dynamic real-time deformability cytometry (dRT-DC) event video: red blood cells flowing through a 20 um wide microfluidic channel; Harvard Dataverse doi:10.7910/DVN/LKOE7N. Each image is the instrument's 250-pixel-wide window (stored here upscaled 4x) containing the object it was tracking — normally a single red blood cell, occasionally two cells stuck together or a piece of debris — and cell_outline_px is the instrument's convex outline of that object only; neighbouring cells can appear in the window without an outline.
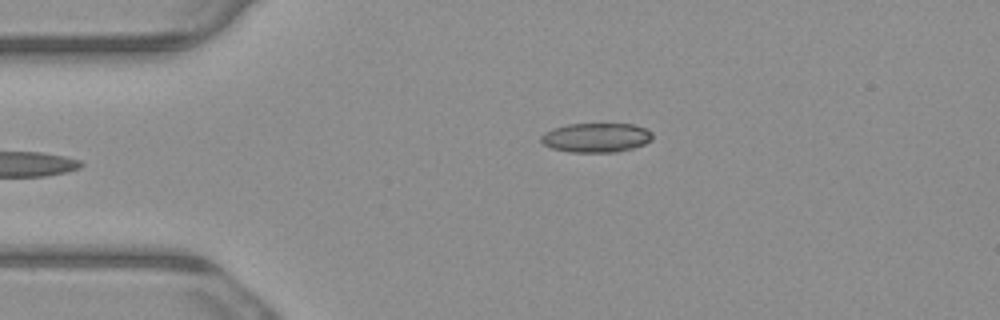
{"species": "common noctule bat (a hibernating species)", "species_latin": "Nyctalus noctula", "temperature_condition": "warm", "stored_images_in_passage": 4, "camera_frame_rate_fps": 3000, "um_per_image_px": 0.085, "animal": {"sex": "male", "body_mass_g": 23.1, "forearm_length_mm": 52.7}, "frame": {"image": 1, "passage_image": 4, "time_ms": 1.0, "image_size_px": [1000, 320], "cell_outline_px": [[652, 140], [644, 144], [632, 148], [616, 152], [568, 152], [552, 148], [544, 144], [540, 140], [540, 136], [544, 132], [552, 128], [568, 124], [632, 124], [644, 128], [652, 132]], "centroid_in_image_um": [50.65, 11.7], "position_along_channel_um": 34.4, "area_um2": 19.07}}